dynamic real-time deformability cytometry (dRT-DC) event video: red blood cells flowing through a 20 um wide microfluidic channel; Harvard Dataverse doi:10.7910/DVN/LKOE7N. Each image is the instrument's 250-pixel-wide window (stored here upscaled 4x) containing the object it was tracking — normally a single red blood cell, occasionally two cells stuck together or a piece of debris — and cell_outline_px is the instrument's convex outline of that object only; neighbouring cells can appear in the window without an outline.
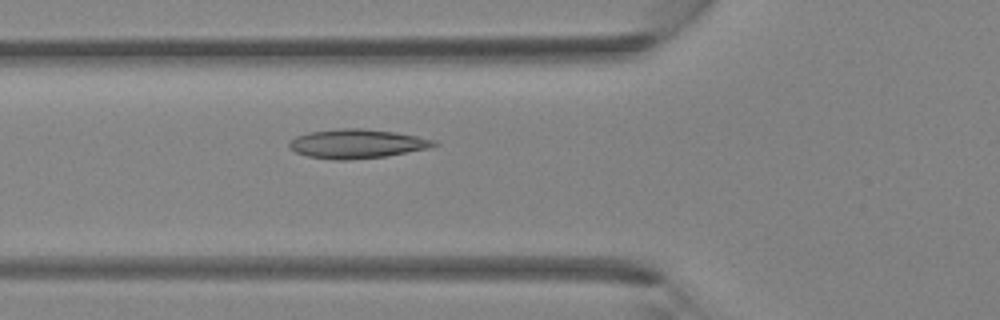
{"species": "Egyptian fruit bat (a non-hibernating species)", "species_latin": "Rousettus aegyptiacus", "temperature_condition": "room temperature", "stored_images_in_passage": 30, "camera_frame_rate_fps": 3000, "um_per_image_px": 0.085, "animal": {"sex": "female"}, "frame": {"image": 1, "passage_image": 6, "time_ms": 1.667, "image_size_px": [1000, 320], "cell_outline_px": [[440, 144], [432, 148], [388, 156], [348, 160], [336, 160], [308, 156], [296, 152], [288, 144], [296, 136], [308, 132], [340, 128], [360, 128], [396, 132], [436, 140]], "centroid_in_image_um": [30.41, 12.22], "position_along_channel_um": 95.4, "area_um2": 24.68}}
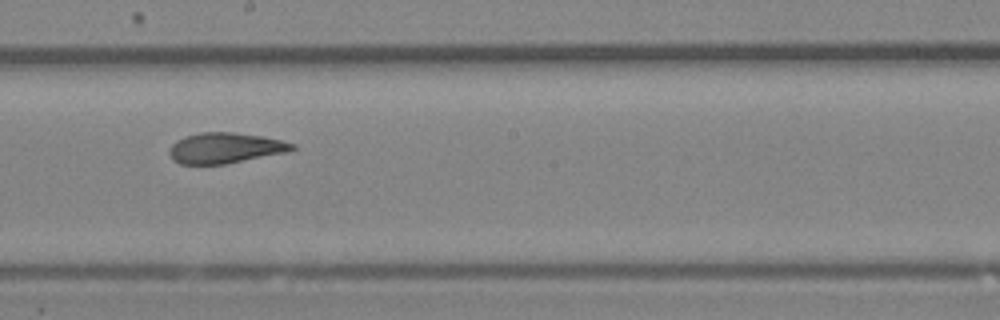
{"frame": {"image": 2, "passage_image": 14, "time_ms": 4.333, "image_size_px": [1000, 320], "cell_outline_px": [[296, 148], [288, 152], [224, 164], [180, 164], [172, 160], [168, 152], [172, 144], [176, 140], [184, 136], [200, 132], [232, 132], [260, 136], [280, 140], [296, 144]], "centroid_in_image_um": [19.11, 12.58], "position_along_channel_um": 229.1, "area_um2": 21.91}}
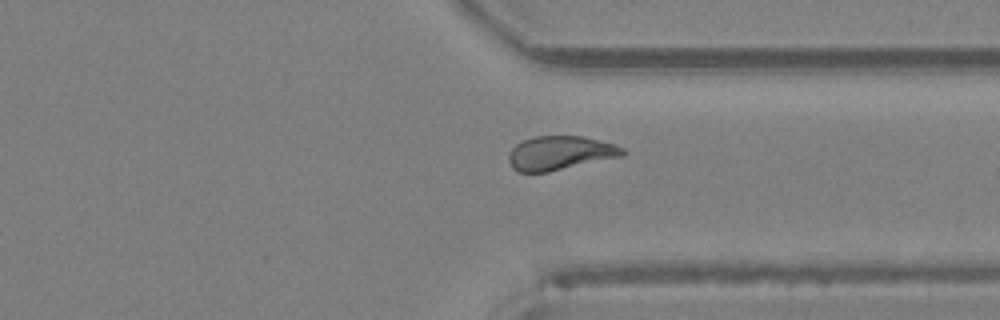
{"frame": {"image": 3, "passage_image": 22, "time_ms": 7.0, "image_size_px": [1000, 320], "cell_outline_px": [[628, 152], [624, 156], [548, 172], [516, 172], [512, 168], [508, 160], [508, 156], [512, 148], [516, 144], [532, 136], [584, 136], [612, 144], [624, 148]], "centroid_in_image_um": [47.61, 13.01], "position_along_channel_um": 363.8, "area_um2": 22.72}}